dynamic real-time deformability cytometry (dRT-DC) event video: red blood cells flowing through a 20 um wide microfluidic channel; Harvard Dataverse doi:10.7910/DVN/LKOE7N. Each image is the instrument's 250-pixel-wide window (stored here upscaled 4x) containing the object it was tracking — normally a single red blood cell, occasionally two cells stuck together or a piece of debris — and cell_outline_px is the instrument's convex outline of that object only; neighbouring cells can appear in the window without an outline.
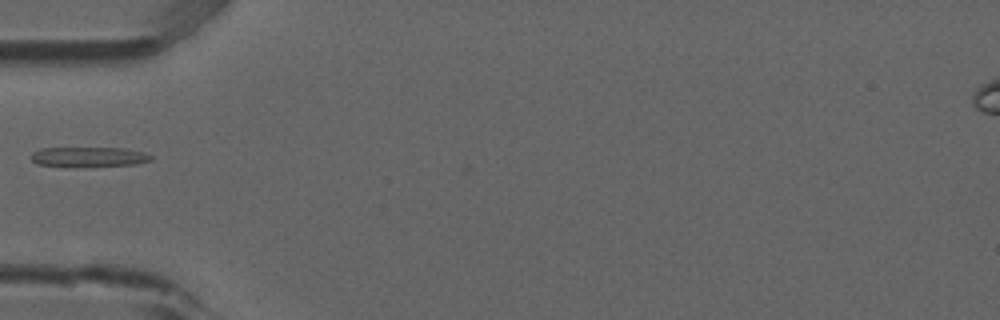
{"species": "common noctule bat (a hibernating species)", "species_latin": "Nyctalus noctula", "temperature_condition": "room temperature", "stored_images_in_passage": 5, "camera_frame_rate_fps": 3000, "um_per_image_px": 0.085, "animal": {"sex": "male", "forearm_length_mm": 52.5}, "frame": {"image": 1, "passage_image": 1, "time_ms": 0.0, "image_size_px": [1000, 320], "cell_outline_px": [[152, 160], [136, 164], [36, 164], [32, 160], [32, 152], [40, 148], [124, 148], [144, 152], [152, 156]], "centroid_in_image_um": [7.59, 13.28], "position_along_channel_um": 77.4, "area_um2": 12.83}}